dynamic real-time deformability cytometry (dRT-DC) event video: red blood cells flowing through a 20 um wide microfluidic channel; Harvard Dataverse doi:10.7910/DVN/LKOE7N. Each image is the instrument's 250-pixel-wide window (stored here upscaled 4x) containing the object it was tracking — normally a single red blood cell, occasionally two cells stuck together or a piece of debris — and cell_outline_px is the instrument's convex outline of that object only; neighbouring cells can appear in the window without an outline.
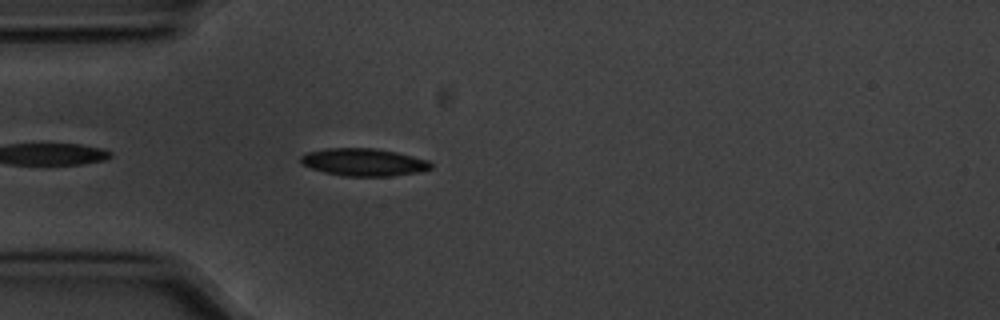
{"species": "common noctule bat (a hibernating species)", "species_latin": "Nyctalus noctula", "temperature_condition": "cold", "stored_images_in_passage": 9, "camera_frame_rate_fps": 3000, "um_per_image_px": 0.085, "animal": {"sex": "male", "body_mass_g": 20.1, "forearm_length_mm": 53.5}, "frame": {"image": 1, "passage_image": 4, "time_ms": 1.0, "image_size_px": [1000, 320], "cell_outline_px": [[432, 168], [420, 172], [392, 176], [344, 176], [324, 172], [312, 168], [304, 164], [300, 160], [300, 156], [304, 152], [328, 148], [376, 148], [396, 152], [428, 160], [432, 164]], "centroid_in_image_um": [30.92, 13.78], "position_along_channel_um": 54.1, "area_um2": 20.92}}